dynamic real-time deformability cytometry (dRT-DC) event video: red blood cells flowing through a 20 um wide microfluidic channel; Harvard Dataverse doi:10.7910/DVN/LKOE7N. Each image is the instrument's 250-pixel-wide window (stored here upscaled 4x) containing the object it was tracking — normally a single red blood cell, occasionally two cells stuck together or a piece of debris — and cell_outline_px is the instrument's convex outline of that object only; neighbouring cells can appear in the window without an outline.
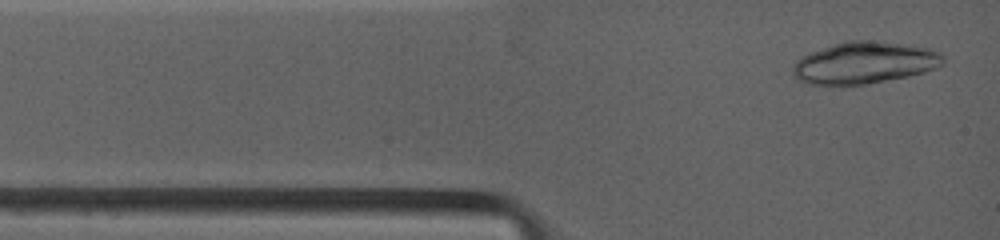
{"species": "common noctule bat (a hibernating species)", "species_latin": "Nyctalus noctula", "temperature_condition": "warm", "stored_images_in_passage": 4, "camera_frame_rate_fps": 4500, "um_per_image_px": 0.085, "animal": {"sex": "female", "body_mass_g": 19.0, "forearm_length_mm": 53.3}, "frame": {"image": 1, "passage_image": 2, "time_ms": 0.222, "image_size_px": [1000, 240], "cell_outline_px": [[944, 64], [924, 72], [908, 76], [864, 84], [808, 84], [800, 80], [792, 72], [792, 68], [796, 60], [812, 52], [848, 40], [864, 40], [928, 48], [940, 52], [944, 56]], "centroid_in_image_um": [73.49, 5.34], "position_along_channel_um": 11.5, "area_um2": 35.78}}